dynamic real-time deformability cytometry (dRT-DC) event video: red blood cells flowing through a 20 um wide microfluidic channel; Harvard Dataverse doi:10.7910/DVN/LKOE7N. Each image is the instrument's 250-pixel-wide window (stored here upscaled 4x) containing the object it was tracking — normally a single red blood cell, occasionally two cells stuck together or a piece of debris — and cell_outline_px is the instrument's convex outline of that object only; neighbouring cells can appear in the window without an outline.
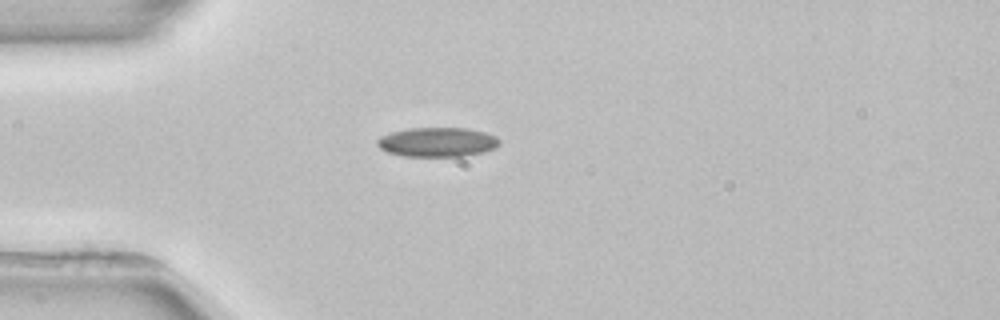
{"species": "common noctule bat (a hibernating species)", "species_latin": "Nyctalus noctula", "temperature_condition": "room temperature", "stored_images_in_passage": 1, "camera_frame_rate_fps": 3000, "um_per_image_px": 0.085, "animal": {"sex": "female", "body_mass_g": 22.7, "forearm_length_mm": 54.2}, "frame": {"image": 1, "passage_image": 1, "time_ms": 0.0, "image_size_px": [1000, 320], "cell_outline_px": [[500, 144], [496, 148], [484, 152], [464, 156], [404, 156], [388, 152], [380, 148], [376, 144], [376, 140], [380, 136], [392, 132], [408, 128], [464, 128], [484, 132], [496, 136], [500, 140]], "centroid_in_image_um": [37.18, 12.08], "position_along_channel_um": 47.8, "area_um2": 20.98}}